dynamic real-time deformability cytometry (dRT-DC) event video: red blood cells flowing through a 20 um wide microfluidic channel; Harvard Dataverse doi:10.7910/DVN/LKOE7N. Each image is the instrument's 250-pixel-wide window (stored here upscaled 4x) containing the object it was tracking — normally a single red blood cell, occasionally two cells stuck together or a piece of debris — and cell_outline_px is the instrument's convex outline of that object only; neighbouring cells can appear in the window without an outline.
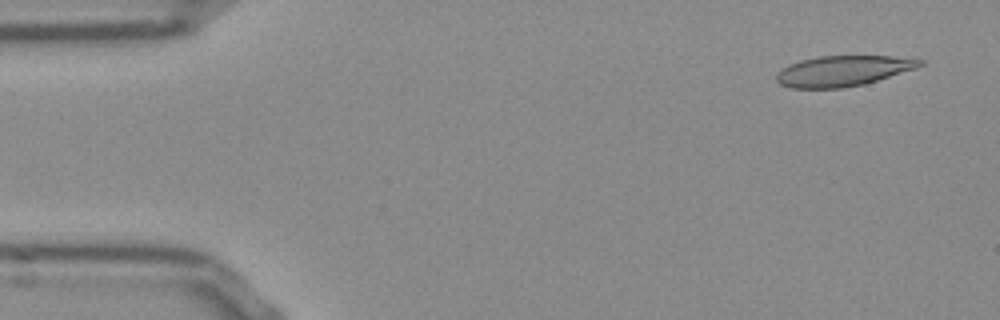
{"species": "Egyptian fruit bat (a non-hibernating species)", "species_latin": "Rousettus aegyptiacus", "temperature_condition": "room temperature", "stored_images_in_passage": 52, "camera_frame_rate_fps": 3000, "um_per_image_px": 0.085, "frame": {"image": 1, "passage_image": 3, "time_ms": 0.667, "image_size_px": [1000, 320], "cell_outline_px": [[924, 64], [916, 68], [864, 84], [844, 88], [792, 88], [780, 84], [776, 80], [776, 72], [788, 64], [800, 60], [820, 56], [892, 56], [924, 60]], "centroid_in_image_um": [71.62, 6.02], "position_along_channel_um": 13.4, "area_um2": 25.49}}
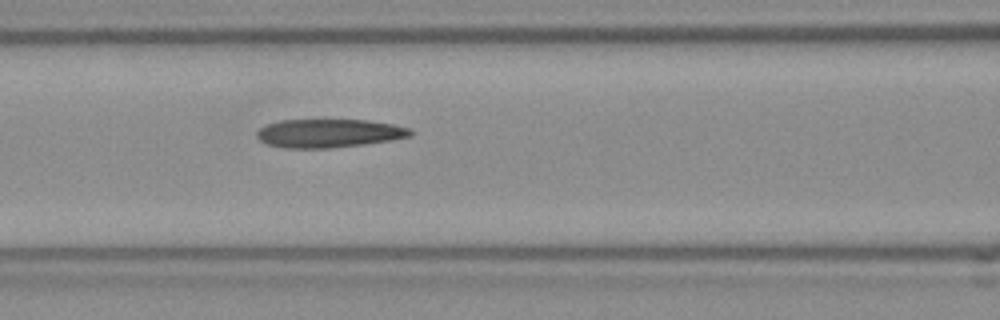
{"frame": {"image": 2, "passage_image": 21, "time_ms": 6.667, "image_size_px": [1000, 320], "cell_outline_px": [[412, 136], [392, 140], [364, 144], [328, 148], [284, 148], [268, 144], [260, 140], [256, 136], [256, 132], [260, 128], [268, 124], [280, 120], [368, 120], [392, 124], [408, 128], [412, 132]], "centroid_in_image_um": [27.95, 11.33], "position_along_channel_um": 138.7, "area_um2": 25.37}}
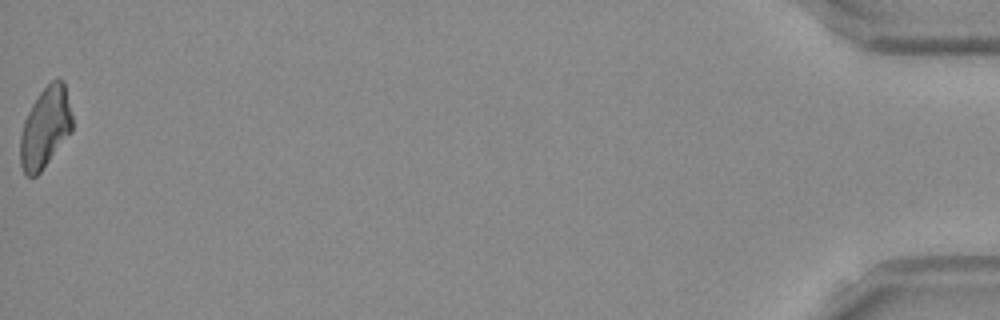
{"frame": {"image": 3, "passage_image": 52, "time_ms": 17.0, "image_size_px": [1000, 320], "cell_outline_px": [[72, 132], [40, 172], [36, 176], [28, 176], [24, 172], [20, 164], [20, 136], [24, 120], [32, 104], [40, 92], [52, 80], [64, 80], [72, 116]], "centroid_in_image_um": [3.85, 10.85], "position_along_channel_um": 431.4, "area_um2": 24.33}}